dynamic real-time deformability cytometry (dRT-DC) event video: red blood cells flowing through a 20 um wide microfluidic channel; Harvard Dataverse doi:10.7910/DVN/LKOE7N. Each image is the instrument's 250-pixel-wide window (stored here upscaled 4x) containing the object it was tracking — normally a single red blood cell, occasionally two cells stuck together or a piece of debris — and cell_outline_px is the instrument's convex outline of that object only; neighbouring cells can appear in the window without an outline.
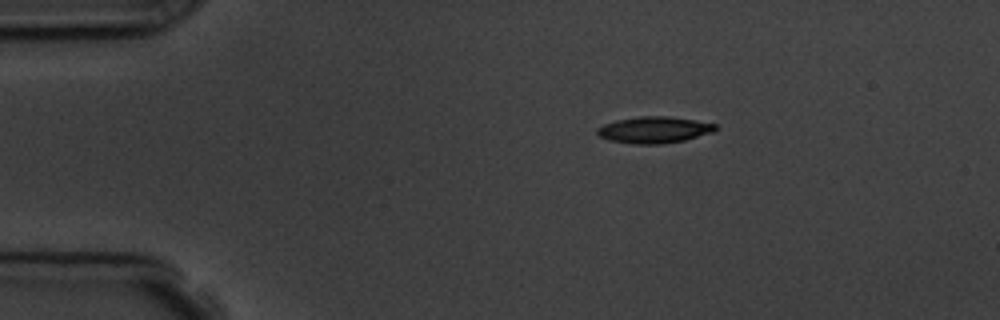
{"species": "common noctule bat (a hibernating species)", "species_latin": "Nyctalus noctula", "temperature_condition": "room temperature", "stored_images_in_passage": 4, "camera_frame_rate_fps": 3000, "um_per_image_px": 0.085, "animal": {"sex": "male", "body_mass_g": 19.5, "forearm_length_mm": 54.6}, "frame": {"image": 1, "passage_image": 1, "time_ms": 0.0, "image_size_px": [1000, 320], "cell_outline_px": [[716, 128], [712, 132], [684, 140], [660, 144], [632, 144], [608, 140], [600, 136], [596, 132], [596, 128], [604, 124], [616, 120], [640, 116], [668, 116], [696, 120], [716, 124]], "centroid_in_image_um": [55.56, 11.03], "position_along_channel_um": 29.4, "area_um2": 18.21}}
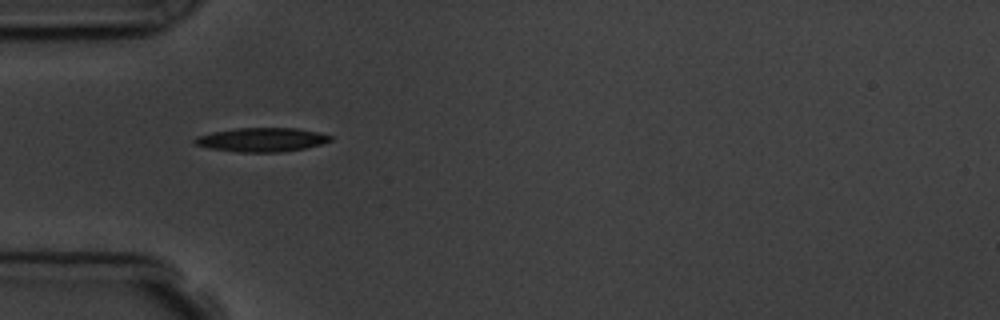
{"frame": {"image": 2, "passage_image": 3, "time_ms": 2.333, "image_size_px": [1000, 320], "cell_outline_px": [[332, 140], [320, 144], [304, 148], [280, 152], [236, 152], [208, 148], [192, 144], [192, 140], [196, 136], [212, 132], [236, 128], [296, 128], [320, 132], [332, 136]], "centroid_in_image_um": [22.19, 11.87], "position_along_channel_um": 62.8, "area_um2": 19.07}}